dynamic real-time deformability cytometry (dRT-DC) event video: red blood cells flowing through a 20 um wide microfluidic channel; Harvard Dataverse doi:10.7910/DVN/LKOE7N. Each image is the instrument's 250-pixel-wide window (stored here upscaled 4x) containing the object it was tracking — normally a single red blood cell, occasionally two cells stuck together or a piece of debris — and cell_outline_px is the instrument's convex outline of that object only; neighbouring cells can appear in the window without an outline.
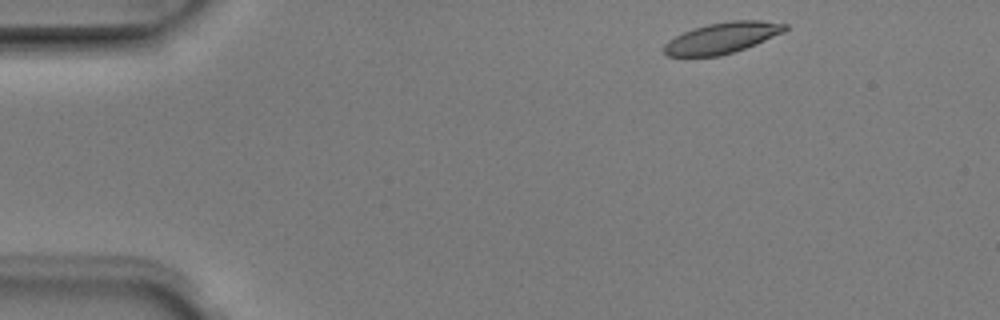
{"species": "Egyptian fruit bat (a non-hibernating species)", "species_latin": "Rousettus aegyptiacus", "temperature_condition": "room temperature", "stored_images_in_passage": 4, "camera_frame_rate_fps": 3000, "um_per_image_px": 0.085, "animal": {"sex": "male"}, "frame": {"image": 1, "passage_image": 1, "time_ms": 0.0, "image_size_px": [1000, 320], "cell_outline_px": [[788, 28], [784, 32], [744, 48], [720, 56], [668, 56], [664, 52], [664, 44], [668, 40], [692, 28], [708, 24], [732, 20], [760, 20], [788, 24]], "centroid_in_image_um": [61.38, 3.21], "position_along_channel_um": 23.6, "area_um2": 21.62}}
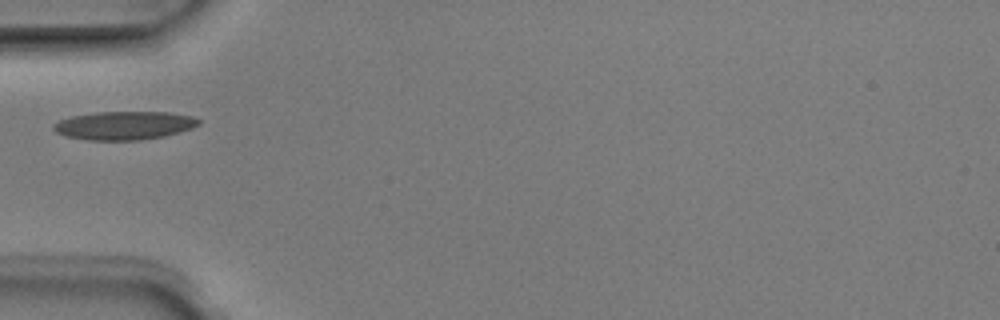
{"frame": {"image": 2, "passage_image": 4, "time_ms": 1.0, "image_size_px": [1000, 320], "cell_outline_px": [[200, 124], [192, 128], [180, 132], [164, 136], [140, 140], [88, 140], [68, 136], [56, 132], [52, 128], [52, 124], [60, 120], [72, 116], [96, 112], [168, 112], [192, 116], [200, 120]], "centroid_in_image_um": [10.57, 10.66], "position_along_channel_um": 74.4, "area_um2": 23.99}}